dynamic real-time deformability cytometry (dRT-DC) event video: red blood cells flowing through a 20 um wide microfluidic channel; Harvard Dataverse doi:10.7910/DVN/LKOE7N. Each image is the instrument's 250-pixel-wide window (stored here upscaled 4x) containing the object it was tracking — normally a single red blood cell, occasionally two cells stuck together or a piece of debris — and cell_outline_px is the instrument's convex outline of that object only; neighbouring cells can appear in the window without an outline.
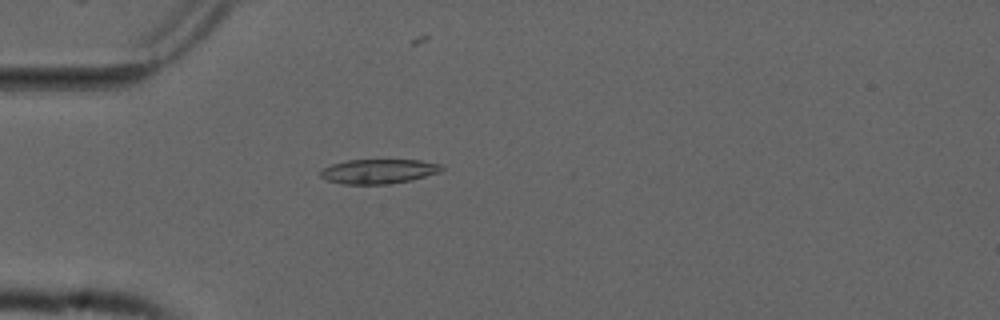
{"species": "common noctule bat (a hibernating species)", "species_latin": "Nyctalus noctula", "temperature_condition": "cold", "stored_images_in_passage": 55, "camera_frame_rate_fps": 3000, "um_per_image_px": 0.085, "animal": {"sex": "male", "forearm_length_mm": 52.5}, "frame": {"image": 1, "passage_image": 16, "time_ms": 5.0, "image_size_px": [1000, 320], "cell_outline_px": [[444, 168], [440, 172], [412, 180], [388, 184], [344, 184], [328, 180], [320, 176], [320, 172], [324, 168], [332, 164], [348, 160], [420, 160], [444, 164]], "centroid_in_image_um": [32.24, 14.56], "position_along_channel_um": 52.8, "area_um2": 17.34}}
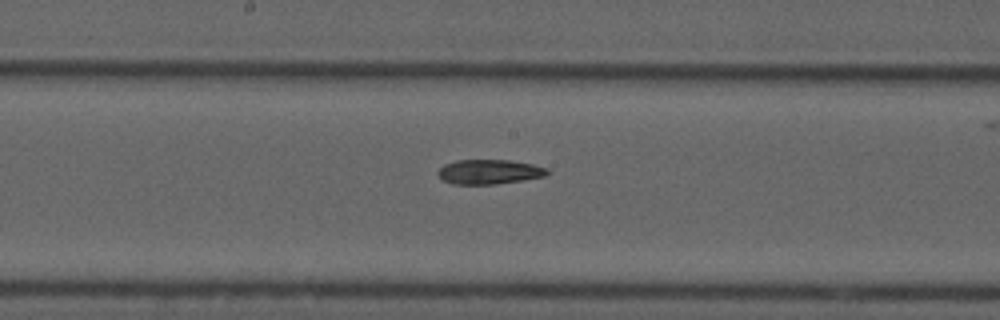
{"frame": {"image": 2, "passage_image": 29, "time_ms": 9.333, "image_size_px": [1000, 320], "cell_outline_px": [[548, 172], [544, 176], [524, 180], [496, 184], [452, 184], [444, 180], [436, 172], [444, 164], [456, 160], [508, 160], [532, 164], [548, 168]], "centroid_in_image_um": [41.57, 14.6], "position_along_channel_um": 206.6, "area_um2": 15.61}}
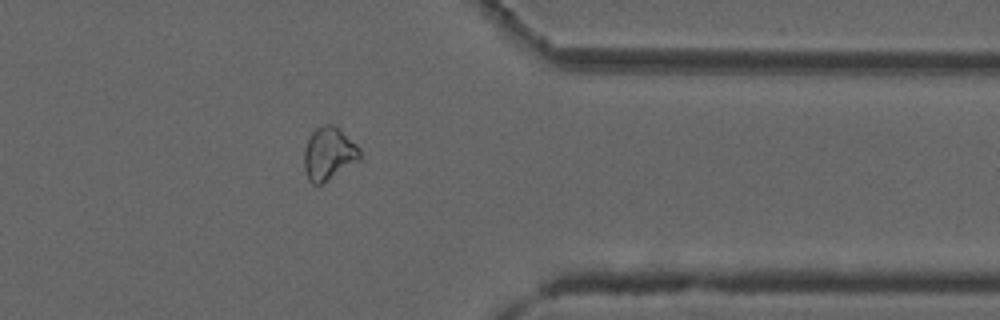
{"frame": {"image": 3, "passage_image": 44, "time_ms": 14.333, "image_size_px": [1000, 320], "cell_outline_px": [[360, 160], [320, 184], [312, 184], [308, 180], [304, 168], [304, 148], [312, 132], [316, 128], [324, 124], [332, 124], [356, 144], [360, 148]], "centroid_in_image_um": [27.92, 13.07], "position_along_channel_um": 383.5, "area_um2": 16.88}}